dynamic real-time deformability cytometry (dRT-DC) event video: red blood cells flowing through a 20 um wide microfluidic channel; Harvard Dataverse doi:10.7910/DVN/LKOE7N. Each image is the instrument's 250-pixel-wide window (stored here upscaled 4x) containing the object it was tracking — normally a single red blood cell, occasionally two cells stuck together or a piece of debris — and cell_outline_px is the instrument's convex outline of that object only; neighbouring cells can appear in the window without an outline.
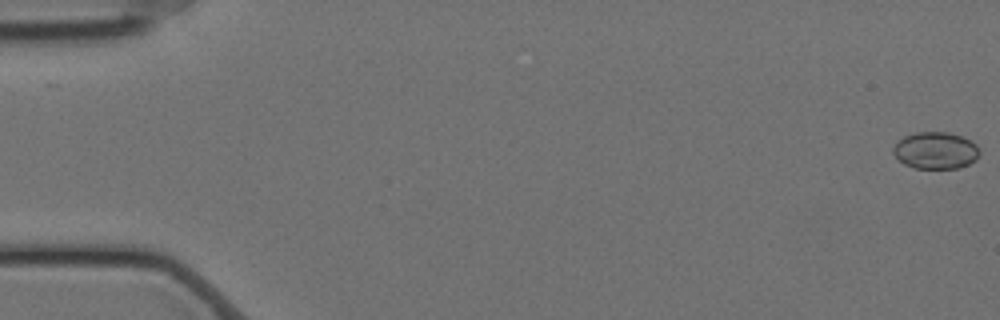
{"species": "Egyptian fruit bat (a non-hibernating species)", "species_latin": "Rousettus aegyptiacus", "temperature_condition": "cold", "stored_images_in_passage": 12, "camera_frame_rate_fps": 3000, "um_per_image_px": 0.085, "animal": {"sex": "female"}, "frame": {"image": 1, "passage_image": 1, "time_ms": 0.0, "image_size_px": [1000, 320], "cell_outline_px": [[980, 152], [976, 160], [968, 164], [956, 168], [916, 168], [904, 164], [892, 152], [892, 148], [896, 140], [904, 136], [916, 132], [948, 132], [972, 140], [980, 148]], "centroid_in_image_um": [79.52, 12.77], "position_along_channel_um": 5.5, "area_um2": 18.73}}